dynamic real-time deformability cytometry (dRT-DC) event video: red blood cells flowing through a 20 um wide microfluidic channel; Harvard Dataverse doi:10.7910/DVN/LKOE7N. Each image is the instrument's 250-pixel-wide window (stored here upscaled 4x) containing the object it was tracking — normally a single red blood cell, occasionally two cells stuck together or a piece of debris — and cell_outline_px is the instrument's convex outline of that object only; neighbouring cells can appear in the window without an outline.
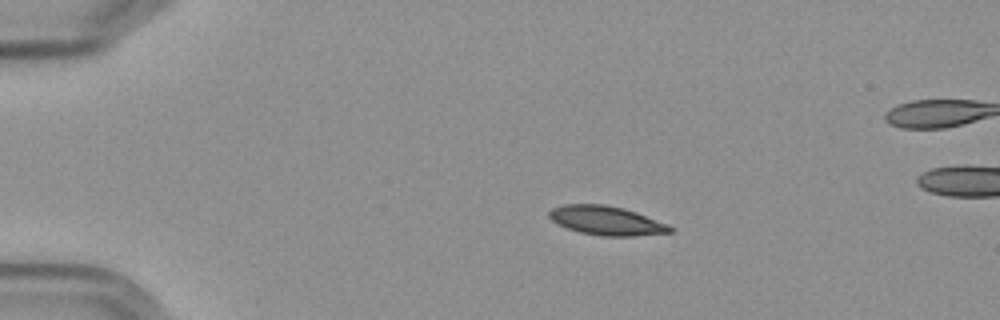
{"species": "Egyptian fruit bat (a non-hibernating species)", "species_latin": "Rousettus aegyptiacus", "temperature_condition": "cold", "stored_images_in_passage": 47, "camera_frame_rate_fps": 3000, "um_per_image_px": 0.085, "frame": {"image": 1, "passage_image": 1, "time_ms": 0.0, "image_size_px": [1000, 320], "cell_outline_px": [[672, 232], [632, 236], [604, 236], [580, 232], [568, 228], [552, 220], [548, 216], [548, 212], [552, 208], [564, 204], [604, 204], [624, 208], [636, 212], [668, 224], [672, 228]], "centroid_in_image_um": [51.54, 18.74], "position_along_channel_um": 33.5, "area_um2": 20.29}}
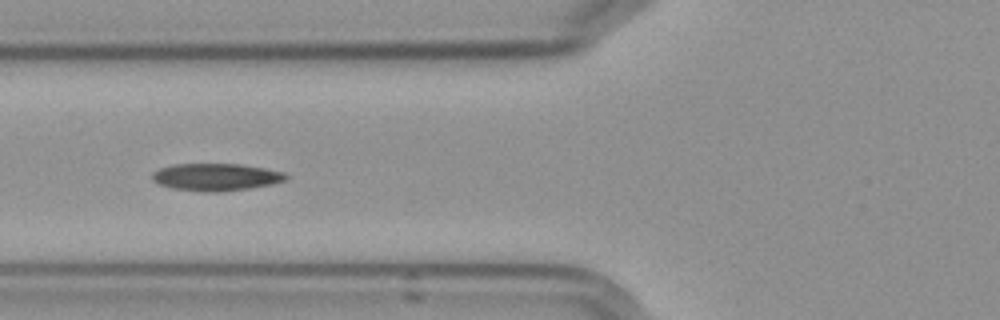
{"frame": {"image": 2, "passage_image": 12, "time_ms": 3.667, "image_size_px": [1000, 320], "cell_outline_px": [[288, 176], [284, 180], [272, 184], [248, 188], [220, 192], [208, 192], [172, 188], [160, 184], [152, 180], [152, 172], [160, 168], [176, 164], [240, 164], [264, 168], [284, 172]], "centroid_in_image_um": [18.35, 15.04], "position_along_channel_um": 107.5, "area_um2": 21.1}}
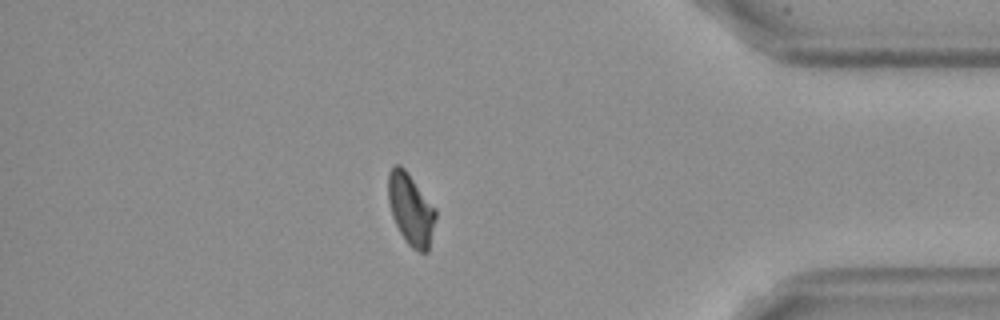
{"frame": {"image": 3, "passage_image": 39, "time_ms": 12.667, "image_size_px": [1000, 320], "cell_outline_px": [[436, 216], [428, 252], [420, 252], [412, 248], [404, 240], [392, 216], [388, 200], [388, 172], [396, 164], [400, 164], [404, 168], [436, 208]], "centroid_in_image_um": [34.91, 17.79], "position_along_channel_um": 400.3, "area_um2": 19.71}}